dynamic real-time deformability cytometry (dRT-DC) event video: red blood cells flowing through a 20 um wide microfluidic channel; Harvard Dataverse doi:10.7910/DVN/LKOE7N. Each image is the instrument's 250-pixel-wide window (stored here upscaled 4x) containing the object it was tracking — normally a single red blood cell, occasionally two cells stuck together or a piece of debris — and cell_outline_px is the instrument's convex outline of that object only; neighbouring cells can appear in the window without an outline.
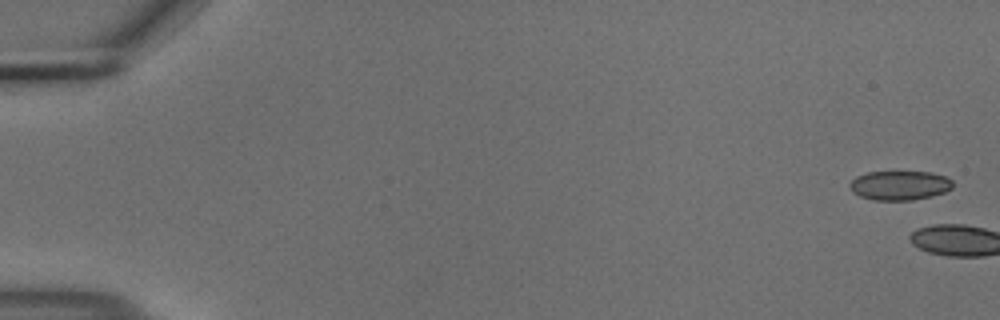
{"species": "common noctule bat (a hibernating species)", "species_latin": "Nyctalus noctula", "temperature_condition": "cold", "stored_images_in_passage": 3, "camera_frame_rate_fps": 3000, "um_per_image_px": 0.085, "animal": {"sex": "male", "body_mass_g": 18.8}, "frame": {"image": 1, "passage_image": 1, "time_ms": 0.0, "image_size_px": [1000, 320], "cell_outline_px": [[952, 188], [944, 192], [932, 196], [912, 200], [872, 200], [860, 196], [852, 192], [848, 188], [848, 184], [856, 176], [868, 172], [932, 172], [944, 176], [952, 180]], "centroid_in_image_um": [76.44, 15.76], "position_along_channel_um": 8.6, "area_um2": 17.69}}